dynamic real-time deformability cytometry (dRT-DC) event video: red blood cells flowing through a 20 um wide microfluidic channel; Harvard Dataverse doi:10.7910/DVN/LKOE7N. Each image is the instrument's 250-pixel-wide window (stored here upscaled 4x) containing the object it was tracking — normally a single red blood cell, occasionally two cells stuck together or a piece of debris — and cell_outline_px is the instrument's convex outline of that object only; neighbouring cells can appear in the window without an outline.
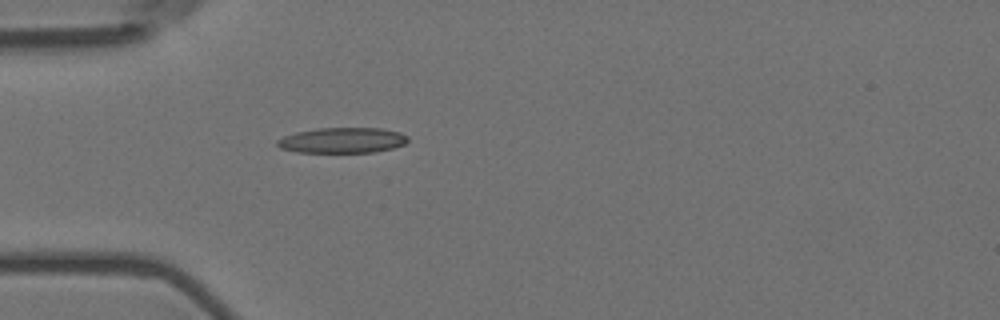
{"species": "Egyptian fruit bat (a non-hibernating species)", "species_latin": "Rousettus aegyptiacus", "temperature_condition": "room temperature", "stored_images_in_passage": 3, "camera_frame_rate_fps": 3000, "um_per_image_px": 0.085, "animal": {"sex": "female"}, "frame": {"image": 1, "passage_image": 3, "time_ms": 0.667, "image_size_px": [1000, 320], "cell_outline_px": [[408, 140], [404, 144], [392, 148], [376, 152], [296, 152], [280, 148], [276, 144], [276, 140], [284, 136], [296, 132], [320, 128], [380, 128], [400, 132], [408, 136]], "centroid_in_image_um": [29.1, 11.92], "position_along_channel_um": 55.9, "area_um2": 19.36}}